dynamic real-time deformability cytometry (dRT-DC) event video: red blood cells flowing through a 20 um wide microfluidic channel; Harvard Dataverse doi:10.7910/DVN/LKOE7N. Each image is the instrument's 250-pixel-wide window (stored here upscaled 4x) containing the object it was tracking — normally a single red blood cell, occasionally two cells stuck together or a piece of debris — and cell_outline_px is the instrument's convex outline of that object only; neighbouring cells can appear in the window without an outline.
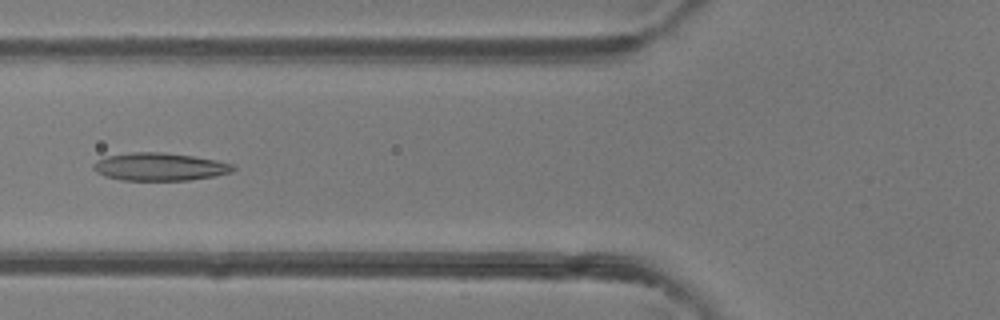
{"species": "common noctule bat (a hibernating species)", "species_latin": "Nyctalus noctula", "temperature_condition": "room temperature", "stored_images_in_passage": 49, "camera_frame_rate_fps": 3000, "um_per_image_px": 0.085, "animal": {"sex": "female"}, "frame": {"image": 1, "passage_image": 19, "time_ms": 6.0, "image_size_px": [1000, 320], "cell_outline_px": [[236, 168], [232, 172], [216, 176], [188, 180], [120, 180], [104, 176], [96, 172], [92, 168], [92, 164], [96, 160], [104, 156], [132, 152], [164, 152], [192, 156], [216, 160], [232, 164]], "centroid_in_image_um": [13.53, 14.17], "position_along_channel_um": 112.3, "area_um2": 22.83}}
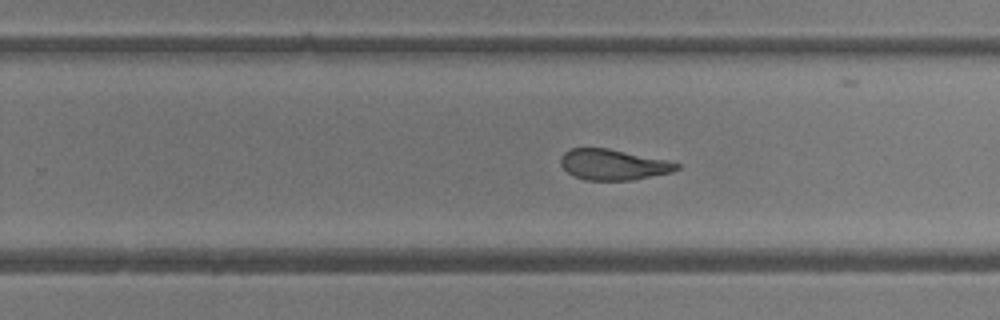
{"frame": {"image": 2, "passage_image": 31, "time_ms": 10.0, "image_size_px": [1000, 320], "cell_outline_px": [[680, 168], [672, 172], [632, 180], [584, 180], [572, 176], [560, 164], [560, 156], [564, 152], [572, 148], [608, 148], [668, 160], [680, 164]], "centroid_in_image_um": [52.11, 13.99], "position_along_channel_um": 277.7, "area_um2": 20.87}}
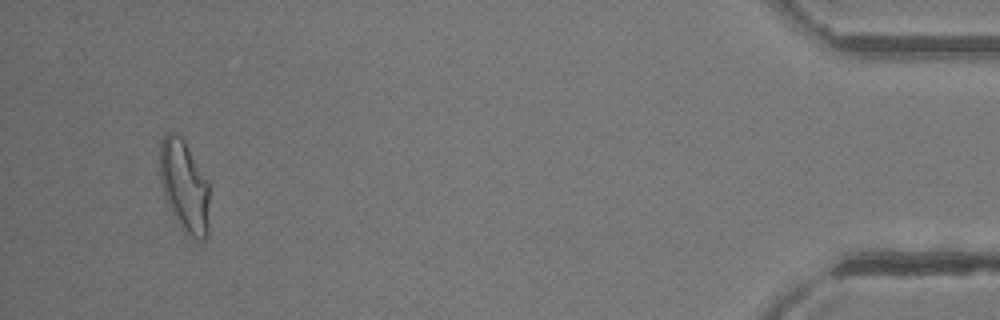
{"frame": {"image": 3, "passage_image": 47, "time_ms": 15.333, "image_size_px": [1000, 320], "cell_outline_px": [[208, 236], [204, 240], [196, 240], [184, 232], [172, 212], [164, 196], [160, 180], [160, 144], [164, 132], [176, 132], [184, 140], [208, 180]], "centroid_in_image_um": [15.67, 15.8], "position_along_channel_um": 419.5, "area_um2": 26.65}, "authors_computed_cell_mechanics": {"area_um2": 23.409, "velocity_mm_per_s": 4.1329, "shape_relaxation_time_tau1_ms": 7.5909, "shape_relaxation_time_tau2_ms": 2.1563, "deformation_change_tau1": 0.2592, "deformation_change_tau2": 0.1215}}